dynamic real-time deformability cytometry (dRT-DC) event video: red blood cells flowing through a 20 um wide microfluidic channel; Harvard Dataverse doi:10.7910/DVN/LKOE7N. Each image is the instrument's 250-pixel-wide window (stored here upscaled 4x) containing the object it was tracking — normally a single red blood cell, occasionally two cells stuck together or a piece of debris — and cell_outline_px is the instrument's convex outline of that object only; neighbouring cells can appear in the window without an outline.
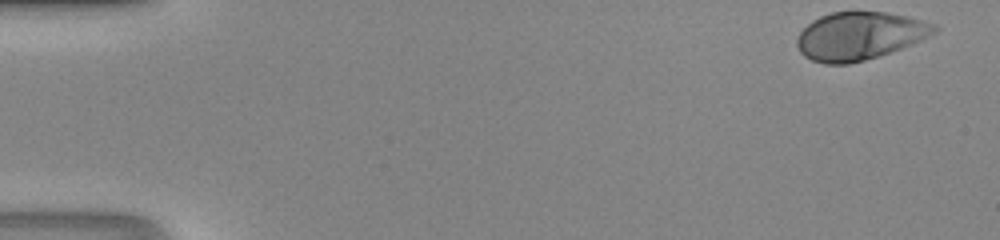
{"species": "human", "species_latin": "Homo sapiens", "temperature_condition": "room temperature", "stored_images_in_passage": 39, "camera_frame_rate_fps": 3000, "um_per_image_px": 0.085, "donor": {"sex": "male"}, "frame": {"image": 1, "passage_image": 1, "time_ms": 0.0, "image_size_px": [1000, 240], "cell_outline_px": [[940, 28], [928, 36], [920, 40], [880, 56], [848, 64], [824, 64], [812, 60], [804, 56], [800, 52], [796, 44], [796, 40], [800, 32], [812, 20], [820, 16], [832, 12], [884, 12], [908, 16], [936, 24]], "centroid_in_image_um": [73.04, 3.05], "position_along_channel_um": 12.0, "area_um2": 38.21}}
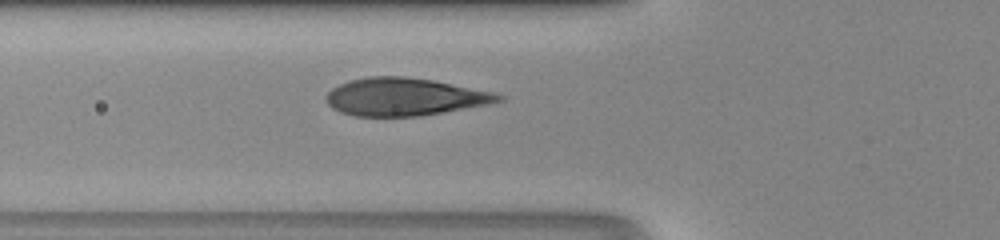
{"frame": {"image": 2, "passage_image": 17, "time_ms": 5.333, "image_size_px": [1000, 240], "cell_outline_px": [[504, 100], [488, 104], [420, 116], [352, 116], [340, 112], [332, 108], [324, 100], [324, 96], [332, 88], [348, 80], [368, 76], [404, 76], [432, 80], [492, 92], [504, 96]], "centroid_in_image_um": [34.32, 8.23], "position_along_channel_um": 91.5, "area_um2": 37.8}}
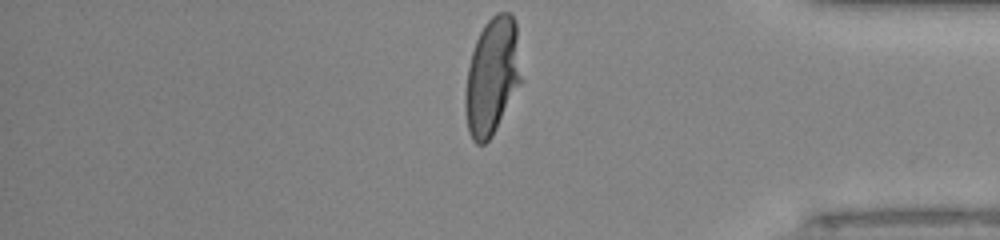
{"frame": {"image": 3, "passage_image": 39, "time_ms": 12.667, "image_size_px": [1000, 240], "cell_outline_px": [[520, 80], [492, 136], [484, 144], [476, 144], [472, 140], [468, 132], [464, 104], [464, 100], [468, 68], [472, 52], [476, 40], [484, 24], [496, 12], [508, 12], [516, 20]], "centroid_in_image_um": [41.78, 6.47], "position_along_channel_um": 393.4, "area_um2": 37.4}}